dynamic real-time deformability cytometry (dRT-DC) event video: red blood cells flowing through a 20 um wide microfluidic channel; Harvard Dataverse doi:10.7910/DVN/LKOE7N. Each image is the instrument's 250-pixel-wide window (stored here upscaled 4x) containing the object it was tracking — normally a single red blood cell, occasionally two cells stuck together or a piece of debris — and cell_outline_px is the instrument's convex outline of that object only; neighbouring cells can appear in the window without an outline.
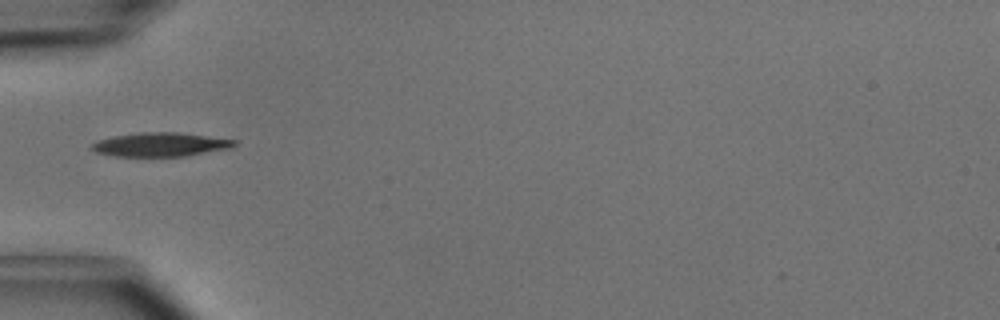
{"species": "common noctule bat (a hibernating species)", "species_latin": "Nyctalus noctula", "temperature_condition": "cold", "stored_images_in_passage": 6, "camera_frame_rate_fps": 3000, "um_per_image_px": 0.085, "animal": {"sex": "male", "body_mass_g": 15.6}, "frame": {"image": 1, "passage_image": 1, "time_ms": 0.0, "image_size_px": [1000, 320], "cell_outline_px": [[240, 140], [232, 148], [184, 156], [112, 156], [96, 152], [88, 148], [96, 140], [112, 136], [140, 132], [176, 132]], "centroid_in_image_um": [13.63, 12.28], "position_along_channel_um": 71.4, "area_um2": 20.06}}
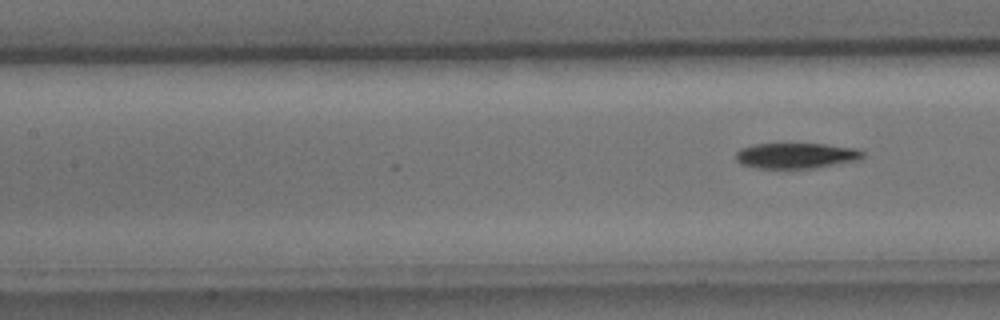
{"frame": {"image": 2, "passage_image": 6, "time_ms": 1.667, "image_size_px": [1000, 320], "cell_outline_px": [[864, 156], [860, 160], [812, 168], [756, 168], [740, 164], [736, 160], [736, 152], [740, 148], [756, 144], [824, 144], [856, 148], [864, 152]], "centroid_in_image_um": [67.67, 13.23], "position_along_channel_um": 139.7, "area_um2": 18.9}}